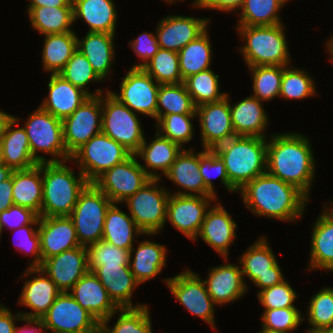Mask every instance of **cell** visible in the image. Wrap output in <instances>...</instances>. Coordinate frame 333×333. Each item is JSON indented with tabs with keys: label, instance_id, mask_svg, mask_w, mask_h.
I'll return each mask as SVG.
<instances>
[{
	"label": "cell",
	"instance_id": "cell-9",
	"mask_svg": "<svg viewBox=\"0 0 333 333\" xmlns=\"http://www.w3.org/2000/svg\"><path fill=\"white\" fill-rule=\"evenodd\" d=\"M160 180L158 178L149 180L124 201L129 209V215L144 234H158L165 227L167 202L171 193L159 186Z\"/></svg>",
	"mask_w": 333,
	"mask_h": 333
},
{
	"label": "cell",
	"instance_id": "cell-19",
	"mask_svg": "<svg viewBox=\"0 0 333 333\" xmlns=\"http://www.w3.org/2000/svg\"><path fill=\"white\" fill-rule=\"evenodd\" d=\"M40 269L55 282L61 292H69L88 271L87 247H75L45 259Z\"/></svg>",
	"mask_w": 333,
	"mask_h": 333
},
{
	"label": "cell",
	"instance_id": "cell-50",
	"mask_svg": "<svg viewBox=\"0 0 333 333\" xmlns=\"http://www.w3.org/2000/svg\"><path fill=\"white\" fill-rule=\"evenodd\" d=\"M197 117L196 114H169L161 117L155 128L157 132L170 141L178 144L182 149L184 143L193 139V124L191 119Z\"/></svg>",
	"mask_w": 333,
	"mask_h": 333
},
{
	"label": "cell",
	"instance_id": "cell-4",
	"mask_svg": "<svg viewBox=\"0 0 333 333\" xmlns=\"http://www.w3.org/2000/svg\"><path fill=\"white\" fill-rule=\"evenodd\" d=\"M66 162H42L43 200L39 217L69 216L80 192L89 183L79 171L69 168Z\"/></svg>",
	"mask_w": 333,
	"mask_h": 333
},
{
	"label": "cell",
	"instance_id": "cell-45",
	"mask_svg": "<svg viewBox=\"0 0 333 333\" xmlns=\"http://www.w3.org/2000/svg\"><path fill=\"white\" fill-rule=\"evenodd\" d=\"M143 69L160 85L184 83L177 52L160 48Z\"/></svg>",
	"mask_w": 333,
	"mask_h": 333
},
{
	"label": "cell",
	"instance_id": "cell-17",
	"mask_svg": "<svg viewBox=\"0 0 333 333\" xmlns=\"http://www.w3.org/2000/svg\"><path fill=\"white\" fill-rule=\"evenodd\" d=\"M239 258L243 278L247 276L261 290L285 280L275 254L265 237H259L254 245L247 248Z\"/></svg>",
	"mask_w": 333,
	"mask_h": 333
},
{
	"label": "cell",
	"instance_id": "cell-40",
	"mask_svg": "<svg viewBox=\"0 0 333 333\" xmlns=\"http://www.w3.org/2000/svg\"><path fill=\"white\" fill-rule=\"evenodd\" d=\"M183 81L191 75L210 69L212 46L207 30L178 52Z\"/></svg>",
	"mask_w": 333,
	"mask_h": 333
},
{
	"label": "cell",
	"instance_id": "cell-38",
	"mask_svg": "<svg viewBox=\"0 0 333 333\" xmlns=\"http://www.w3.org/2000/svg\"><path fill=\"white\" fill-rule=\"evenodd\" d=\"M42 51L43 69L58 74L77 50L78 36L75 32L44 35Z\"/></svg>",
	"mask_w": 333,
	"mask_h": 333
},
{
	"label": "cell",
	"instance_id": "cell-16",
	"mask_svg": "<svg viewBox=\"0 0 333 333\" xmlns=\"http://www.w3.org/2000/svg\"><path fill=\"white\" fill-rule=\"evenodd\" d=\"M216 196H191L170 194L167 202L166 222L170 223L187 238L195 241L201 230L210 202Z\"/></svg>",
	"mask_w": 333,
	"mask_h": 333
},
{
	"label": "cell",
	"instance_id": "cell-23",
	"mask_svg": "<svg viewBox=\"0 0 333 333\" xmlns=\"http://www.w3.org/2000/svg\"><path fill=\"white\" fill-rule=\"evenodd\" d=\"M70 295L101 323L119 312L107 290L92 271H87L69 290Z\"/></svg>",
	"mask_w": 333,
	"mask_h": 333
},
{
	"label": "cell",
	"instance_id": "cell-59",
	"mask_svg": "<svg viewBox=\"0 0 333 333\" xmlns=\"http://www.w3.org/2000/svg\"><path fill=\"white\" fill-rule=\"evenodd\" d=\"M23 317L20 312L16 315L3 304H0V333H14L16 321H22Z\"/></svg>",
	"mask_w": 333,
	"mask_h": 333
},
{
	"label": "cell",
	"instance_id": "cell-31",
	"mask_svg": "<svg viewBox=\"0 0 333 333\" xmlns=\"http://www.w3.org/2000/svg\"><path fill=\"white\" fill-rule=\"evenodd\" d=\"M230 104L232 126L236 136H255L265 138V127L269 124L268 113L256 97H249Z\"/></svg>",
	"mask_w": 333,
	"mask_h": 333
},
{
	"label": "cell",
	"instance_id": "cell-24",
	"mask_svg": "<svg viewBox=\"0 0 333 333\" xmlns=\"http://www.w3.org/2000/svg\"><path fill=\"white\" fill-rule=\"evenodd\" d=\"M38 234L42 262L64 251L81 246L69 216L40 217Z\"/></svg>",
	"mask_w": 333,
	"mask_h": 333
},
{
	"label": "cell",
	"instance_id": "cell-37",
	"mask_svg": "<svg viewBox=\"0 0 333 333\" xmlns=\"http://www.w3.org/2000/svg\"><path fill=\"white\" fill-rule=\"evenodd\" d=\"M136 235L155 234H144L128 213L120 210L117 203H112L106 212L102 239L121 249L131 250Z\"/></svg>",
	"mask_w": 333,
	"mask_h": 333
},
{
	"label": "cell",
	"instance_id": "cell-25",
	"mask_svg": "<svg viewBox=\"0 0 333 333\" xmlns=\"http://www.w3.org/2000/svg\"><path fill=\"white\" fill-rule=\"evenodd\" d=\"M244 280L239 265L224 263L210 269L204 282L214 303L222 306L242 298L248 290Z\"/></svg>",
	"mask_w": 333,
	"mask_h": 333
},
{
	"label": "cell",
	"instance_id": "cell-11",
	"mask_svg": "<svg viewBox=\"0 0 333 333\" xmlns=\"http://www.w3.org/2000/svg\"><path fill=\"white\" fill-rule=\"evenodd\" d=\"M40 320L50 333H100V323L69 292H61Z\"/></svg>",
	"mask_w": 333,
	"mask_h": 333
},
{
	"label": "cell",
	"instance_id": "cell-68",
	"mask_svg": "<svg viewBox=\"0 0 333 333\" xmlns=\"http://www.w3.org/2000/svg\"><path fill=\"white\" fill-rule=\"evenodd\" d=\"M165 1V0H164ZM177 0H166L167 3H173L176 2ZM178 1H183V0H178Z\"/></svg>",
	"mask_w": 333,
	"mask_h": 333
},
{
	"label": "cell",
	"instance_id": "cell-6",
	"mask_svg": "<svg viewBox=\"0 0 333 333\" xmlns=\"http://www.w3.org/2000/svg\"><path fill=\"white\" fill-rule=\"evenodd\" d=\"M31 148L32 157L38 162H67L71 156L67 153L63 139L62 120L56 118L40 106L27 118L23 126ZM38 152L54 156L47 160Z\"/></svg>",
	"mask_w": 333,
	"mask_h": 333
},
{
	"label": "cell",
	"instance_id": "cell-15",
	"mask_svg": "<svg viewBox=\"0 0 333 333\" xmlns=\"http://www.w3.org/2000/svg\"><path fill=\"white\" fill-rule=\"evenodd\" d=\"M159 86L143 68H130L122 78L120 94L110 92L133 112L156 119Z\"/></svg>",
	"mask_w": 333,
	"mask_h": 333
},
{
	"label": "cell",
	"instance_id": "cell-5",
	"mask_svg": "<svg viewBox=\"0 0 333 333\" xmlns=\"http://www.w3.org/2000/svg\"><path fill=\"white\" fill-rule=\"evenodd\" d=\"M244 46L240 53L248 67L288 66L290 53L283 24L270 26L237 25Z\"/></svg>",
	"mask_w": 333,
	"mask_h": 333
},
{
	"label": "cell",
	"instance_id": "cell-60",
	"mask_svg": "<svg viewBox=\"0 0 333 333\" xmlns=\"http://www.w3.org/2000/svg\"><path fill=\"white\" fill-rule=\"evenodd\" d=\"M12 189V176L9 179L0 182V213L14 205Z\"/></svg>",
	"mask_w": 333,
	"mask_h": 333
},
{
	"label": "cell",
	"instance_id": "cell-67",
	"mask_svg": "<svg viewBox=\"0 0 333 333\" xmlns=\"http://www.w3.org/2000/svg\"><path fill=\"white\" fill-rule=\"evenodd\" d=\"M308 333H333V330H318V331L308 332Z\"/></svg>",
	"mask_w": 333,
	"mask_h": 333
},
{
	"label": "cell",
	"instance_id": "cell-69",
	"mask_svg": "<svg viewBox=\"0 0 333 333\" xmlns=\"http://www.w3.org/2000/svg\"><path fill=\"white\" fill-rule=\"evenodd\" d=\"M2 231H3V228H2V226H1V222H0V238H1V233H2Z\"/></svg>",
	"mask_w": 333,
	"mask_h": 333
},
{
	"label": "cell",
	"instance_id": "cell-33",
	"mask_svg": "<svg viewBox=\"0 0 333 333\" xmlns=\"http://www.w3.org/2000/svg\"><path fill=\"white\" fill-rule=\"evenodd\" d=\"M12 186L14 205L32 209L40 215L43 200L42 163L26 170H14Z\"/></svg>",
	"mask_w": 333,
	"mask_h": 333
},
{
	"label": "cell",
	"instance_id": "cell-20",
	"mask_svg": "<svg viewBox=\"0 0 333 333\" xmlns=\"http://www.w3.org/2000/svg\"><path fill=\"white\" fill-rule=\"evenodd\" d=\"M209 19L169 15L162 18L156 28L161 49L179 52L189 42L197 39L208 28Z\"/></svg>",
	"mask_w": 333,
	"mask_h": 333
},
{
	"label": "cell",
	"instance_id": "cell-36",
	"mask_svg": "<svg viewBox=\"0 0 333 333\" xmlns=\"http://www.w3.org/2000/svg\"><path fill=\"white\" fill-rule=\"evenodd\" d=\"M166 252L165 246L149 240L139 242L137 249L131 248L129 266L139 284L156 277L167 266Z\"/></svg>",
	"mask_w": 333,
	"mask_h": 333
},
{
	"label": "cell",
	"instance_id": "cell-2",
	"mask_svg": "<svg viewBox=\"0 0 333 333\" xmlns=\"http://www.w3.org/2000/svg\"><path fill=\"white\" fill-rule=\"evenodd\" d=\"M246 208L253 214L293 222L302 217L308 198L295 186L267 172L239 190Z\"/></svg>",
	"mask_w": 333,
	"mask_h": 333
},
{
	"label": "cell",
	"instance_id": "cell-18",
	"mask_svg": "<svg viewBox=\"0 0 333 333\" xmlns=\"http://www.w3.org/2000/svg\"><path fill=\"white\" fill-rule=\"evenodd\" d=\"M205 103L196 107V115L201 127V141L204 149L214 150L217 146L235 137L230 114V98Z\"/></svg>",
	"mask_w": 333,
	"mask_h": 333
},
{
	"label": "cell",
	"instance_id": "cell-46",
	"mask_svg": "<svg viewBox=\"0 0 333 333\" xmlns=\"http://www.w3.org/2000/svg\"><path fill=\"white\" fill-rule=\"evenodd\" d=\"M253 78V97L269 102L280 95L284 66L248 67Z\"/></svg>",
	"mask_w": 333,
	"mask_h": 333
},
{
	"label": "cell",
	"instance_id": "cell-47",
	"mask_svg": "<svg viewBox=\"0 0 333 333\" xmlns=\"http://www.w3.org/2000/svg\"><path fill=\"white\" fill-rule=\"evenodd\" d=\"M58 74L74 86L87 92L90 96H97L104 93L101 89H97L96 92L92 94V92L86 89V86H88L91 81L100 82L103 80L97 75L87 58L78 49Z\"/></svg>",
	"mask_w": 333,
	"mask_h": 333
},
{
	"label": "cell",
	"instance_id": "cell-61",
	"mask_svg": "<svg viewBox=\"0 0 333 333\" xmlns=\"http://www.w3.org/2000/svg\"><path fill=\"white\" fill-rule=\"evenodd\" d=\"M23 322H26L27 324L23 327H16L14 333H43L45 328L42 324V321L40 319H27L23 318ZM35 325V326H33ZM38 327V328H37ZM45 333V331H44Z\"/></svg>",
	"mask_w": 333,
	"mask_h": 333
},
{
	"label": "cell",
	"instance_id": "cell-66",
	"mask_svg": "<svg viewBox=\"0 0 333 333\" xmlns=\"http://www.w3.org/2000/svg\"><path fill=\"white\" fill-rule=\"evenodd\" d=\"M258 333H283V332L272 331V330H268V329L262 328V330L259 331Z\"/></svg>",
	"mask_w": 333,
	"mask_h": 333
},
{
	"label": "cell",
	"instance_id": "cell-1",
	"mask_svg": "<svg viewBox=\"0 0 333 333\" xmlns=\"http://www.w3.org/2000/svg\"><path fill=\"white\" fill-rule=\"evenodd\" d=\"M270 138L266 172L295 186L309 199L316 168L309 139L294 132L272 134Z\"/></svg>",
	"mask_w": 333,
	"mask_h": 333
},
{
	"label": "cell",
	"instance_id": "cell-3",
	"mask_svg": "<svg viewBox=\"0 0 333 333\" xmlns=\"http://www.w3.org/2000/svg\"><path fill=\"white\" fill-rule=\"evenodd\" d=\"M267 137L235 136L214 150L224 161L230 184L239 191L266 173Z\"/></svg>",
	"mask_w": 333,
	"mask_h": 333
},
{
	"label": "cell",
	"instance_id": "cell-63",
	"mask_svg": "<svg viewBox=\"0 0 333 333\" xmlns=\"http://www.w3.org/2000/svg\"><path fill=\"white\" fill-rule=\"evenodd\" d=\"M13 169L5 164H0V182L9 179L12 176Z\"/></svg>",
	"mask_w": 333,
	"mask_h": 333
},
{
	"label": "cell",
	"instance_id": "cell-42",
	"mask_svg": "<svg viewBox=\"0 0 333 333\" xmlns=\"http://www.w3.org/2000/svg\"><path fill=\"white\" fill-rule=\"evenodd\" d=\"M289 0H245L238 25L270 26L281 24L278 12Z\"/></svg>",
	"mask_w": 333,
	"mask_h": 333
},
{
	"label": "cell",
	"instance_id": "cell-12",
	"mask_svg": "<svg viewBox=\"0 0 333 333\" xmlns=\"http://www.w3.org/2000/svg\"><path fill=\"white\" fill-rule=\"evenodd\" d=\"M165 283L169 287L175 299L182 304L187 311L201 318L214 330V301L207 292L203 279L192 270H184L174 277L167 278Z\"/></svg>",
	"mask_w": 333,
	"mask_h": 333
},
{
	"label": "cell",
	"instance_id": "cell-14",
	"mask_svg": "<svg viewBox=\"0 0 333 333\" xmlns=\"http://www.w3.org/2000/svg\"><path fill=\"white\" fill-rule=\"evenodd\" d=\"M149 177L135 154L105 171L93 183L113 202L121 204L140 190Z\"/></svg>",
	"mask_w": 333,
	"mask_h": 333
},
{
	"label": "cell",
	"instance_id": "cell-51",
	"mask_svg": "<svg viewBox=\"0 0 333 333\" xmlns=\"http://www.w3.org/2000/svg\"><path fill=\"white\" fill-rule=\"evenodd\" d=\"M88 271H94L97 267L129 266L130 250L121 249L101 239L87 247Z\"/></svg>",
	"mask_w": 333,
	"mask_h": 333
},
{
	"label": "cell",
	"instance_id": "cell-8",
	"mask_svg": "<svg viewBox=\"0 0 333 333\" xmlns=\"http://www.w3.org/2000/svg\"><path fill=\"white\" fill-rule=\"evenodd\" d=\"M102 93L101 132L135 154L145 139L143 128L135 112L109 91Z\"/></svg>",
	"mask_w": 333,
	"mask_h": 333
},
{
	"label": "cell",
	"instance_id": "cell-13",
	"mask_svg": "<svg viewBox=\"0 0 333 333\" xmlns=\"http://www.w3.org/2000/svg\"><path fill=\"white\" fill-rule=\"evenodd\" d=\"M63 139L72 156L102 130V94L90 96L69 117L62 120Z\"/></svg>",
	"mask_w": 333,
	"mask_h": 333
},
{
	"label": "cell",
	"instance_id": "cell-29",
	"mask_svg": "<svg viewBox=\"0 0 333 333\" xmlns=\"http://www.w3.org/2000/svg\"><path fill=\"white\" fill-rule=\"evenodd\" d=\"M93 273L99 279L101 284L107 290L112 301L119 308H137L142 307L144 304H132L133 290L140 285L133 273L130 266H106L102 265L97 267Z\"/></svg>",
	"mask_w": 333,
	"mask_h": 333
},
{
	"label": "cell",
	"instance_id": "cell-21",
	"mask_svg": "<svg viewBox=\"0 0 333 333\" xmlns=\"http://www.w3.org/2000/svg\"><path fill=\"white\" fill-rule=\"evenodd\" d=\"M17 116L9 115L0 132L1 163L13 170H26L39 164L31 153L28 137L24 127L19 126Z\"/></svg>",
	"mask_w": 333,
	"mask_h": 333
},
{
	"label": "cell",
	"instance_id": "cell-58",
	"mask_svg": "<svg viewBox=\"0 0 333 333\" xmlns=\"http://www.w3.org/2000/svg\"><path fill=\"white\" fill-rule=\"evenodd\" d=\"M245 0H194L193 7L221 11H238L242 8Z\"/></svg>",
	"mask_w": 333,
	"mask_h": 333
},
{
	"label": "cell",
	"instance_id": "cell-34",
	"mask_svg": "<svg viewBox=\"0 0 333 333\" xmlns=\"http://www.w3.org/2000/svg\"><path fill=\"white\" fill-rule=\"evenodd\" d=\"M115 34L105 32H87L81 40L77 39V49L80 50L91 64L93 70L103 80L109 74L115 56Z\"/></svg>",
	"mask_w": 333,
	"mask_h": 333
},
{
	"label": "cell",
	"instance_id": "cell-53",
	"mask_svg": "<svg viewBox=\"0 0 333 333\" xmlns=\"http://www.w3.org/2000/svg\"><path fill=\"white\" fill-rule=\"evenodd\" d=\"M302 313L296 307L264 309L262 328L289 333L294 331L304 321Z\"/></svg>",
	"mask_w": 333,
	"mask_h": 333
},
{
	"label": "cell",
	"instance_id": "cell-41",
	"mask_svg": "<svg viewBox=\"0 0 333 333\" xmlns=\"http://www.w3.org/2000/svg\"><path fill=\"white\" fill-rule=\"evenodd\" d=\"M169 114H196V106L184 83L159 86L156 121Z\"/></svg>",
	"mask_w": 333,
	"mask_h": 333
},
{
	"label": "cell",
	"instance_id": "cell-22",
	"mask_svg": "<svg viewBox=\"0 0 333 333\" xmlns=\"http://www.w3.org/2000/svg\"><path fill=\"white\" fill-rule=\"evenodd\" d=\"M26 269L24 276H30V274H38V276H33L30 280L24 282L23 290L19 297L20 299L18 300V304L25 305V307L31 309L33 313L20 312V314L23 318L27 319H41L61 291L57 288L55 282L45 274L42 269L29 267Z\"/></svg>",
	"mask_w": 333,
	"mask_h": 333
},
{
	"label": "cell",
	"instance_id": "cell-28",
	"mask_svg": "<svg viewBox=\"0 0 333 333\" xmlns=\"http://www.w3.org/2000/svg\"><path fill=\"white\" fill-rule=\"evenodd\" d=\"M193 149H182L172 163L169 171L165 174L184 191H177L178 195L191 196H215L204 184L199 171V153ZM187 191V192H186ZM190 191V192H189Z\"/></svg>",
	"mask_w": 333,
	"mask_h": 333
},
{
	"label": "cell",
	"instance_id": "cell-52",
	"mask_svg": "<svg viewBox=\"0 0 333 333\" xmlns=\"http://www.w3.org/2000/svg\"><path fill=\"white\" fill-rule=\"evenodd\" d=\"M199 171L203 177L205 186L216 196L214 185L212 183V175L219 177L221 183L230 192H238L229 182L224 161L212 149H203L199 152ZM211 171V172H210Z\"/></svg>",
	"mask_w": 333,
	"mask_h": 333
},
{
	"label": "cell",
	"instance_id": "cell-48",
	"mask_svg": "<svg viewBox=\"0 0 333 333\" xmlns=\"http://www.w3.org/2000/svg\"><path fill=\"white\" fill-rule=\"evenodd\" d=\"M308 332L333 330V288L324 287L318 291L308 304Z\"/></svg>",
	"mask_w": 333,
	"mask_h": 333
},
{
	"label": "cell",
	"instance_id": "cell-62",
	"mask_svg": "<svg viewBox=\"0 0 333 333\" xmlns=\"http://www.w3.org/2000/svg\"><path fill=\"white\" fill-rule=\"evenodd\" d=\"M28 7H73V0H30Z\"/></svg>",
	"mask_w": 333,
	"mask_h": 333
},
{
	"label": "cell",
	"instance_id": "cell-32",
	"mask_svg": "<svg viewBox=\"0 0 333 333\" xmlns=\"http://www.w3.org/2000/svg\"><path fill=\"white\" fill-rule=\"evenodd\" d=\"M152 139L148 144L145 138L135 156L144 160L145 165L140 163V166L149 177L152 179H161V176L157 174L158 172L154 171L160 170L165 175L182 148L158 132H156L155 137Z\"/></svg>",
	"mask_w": 333,
	"mask_h": 333
},
{
	"label": "cell",
	"instance_id": "cell-55",
	"mask_svg": "<svg viewBox=\"0 0 333 333\" xmlns=\"http://www.w3.org/2000/svg\"><path fill=\"white\" fill-rule=\"evenodd\" d=\"M38 225L39 224H28L15 230L19 239L18 241L16 240L18 244H13L19 248L18 250L27 252L26 254L29 252L33 256V261H31L29 268H40L42 265ZM34 226H36L35 229Z\"/></svg>",
	"mask_w": 333,
	"mask_h": 333
},
{
	"label": "cell",
	"instance_id": "cell-30",
	"mask_svg": "<svg viewBox=\"0 0 333 333\" xmlns=\"http://www.w3.org/2000/svg\"><path fill=\"white\" fill-rule=\"evenodd\" d=\"M314 223L308 269L333 271V202Z\"/></svg>",
	"mask_w": 333,
	"mask_h": 333
},
{
	"label": "cell",
	"instance_id": "cell-39",
	"mask_svg": "<svg viewBox=\"0 0 333 333\" xmlns=\"http://www.w3.org/2000/svg\"><path fill=\"white\" fill-rule=\"evenodd\" d=\"M32 27L41 35L74 32L73 7H28Z\"/></svg>",
	"mask_w": 333,
	"mask_h": 333
},
{
	"label": "cell",
	"instance_id": "cell-56",
	"mask_svg": "<svg viewBox=\"0 0 333 333\" xmlns=\"http://www.w3.org/2000/svg\"><path fill=\"white\" fill-rule=\"evenodd\" d=\"M39 220L40 217L35 211L19 205H12L0 213L2 228L9 227L12 230L28 224H39Z\"/></svg>",
	"mask_w": 333,
	"mask_h": 333
},
{
	"label": "cell",
	"instance_id": "cell-27",
	"mask_svg": "<svg viewBox=\"0 0 333 333\" xmlns=\"http://www.w3.org/2000/svg\"><path fill=\"white\" fill-rule=\"evenodd\" d=\"M49 93L40 107L63 120L69 117L90 95L81 88L66 81L59 74H51L48 83Z\"/></svg>",
	"mask_w": 333,
	"mask_h": 333
},
{
	"label": "cell",
	"instance_id": "cell-64",
	"mask_svg": "<svg viewBox=\"0 0 333 333\" xmlns=\"http://www.w3.org/2000/svg\"><path fill=\"white\" fill-rule=\"evenodd\" d=\"M331 39H328V42H326L327 50L331 54L330 60L333 63V36H330Z\"/></svg>",
	"mask_w": 333,
	"mask_h": 333
},
{
	"label": "cell",
	"instance_id": "cell-57",
	"mask_svg": "<svg viewBox=\"0 0 333 333\" xmlns=\"http://www.w3.org/2000/svg\"><path fill=\"white\" fill-rule=\"evenodd\" d=\"M142 61V63L134 64L131 68H143L150 59L160 49L156 34L144 32L140 34L135 40L128 42Z\"/></svg>",
	"mask_w": 333,
	"mask_h": 333
},
{
	"label": "cell",
	"instance_id": "cell-65",
	"mask_svg": "<svg viewBox=\"0 0 333 333\" xmlns=\"http://www.w3.org/2000/svg\"><path fill=\"white\" fill-rule=\"evenodd\" d=\"M10 114H7L5 112H3V110L1 111L0 110V132H1V129H2V126H3V123L5 121V119L9 116Z\"/></svg>",
	"mask_w": 333,
	"mask_h": 333
},
{
	"label": "cell",
	"instance_id": "cell-43",
	"mask_svg": "<svg viewBox=\"0 0 333 333\" xmlns=\"http://www.w3.org/2000/svg\"><path fill=\"white\" fill-rule=\"evenodd\" d=\"M149 307L145 304L137 308H120L114 326H108V317L100 323V333H152Z\"/></svg>",
	"mask_w": 333,
	"mask_h": 333
},
{
	"label": "cell",
	"instance_id": "cell-10",
	"mask_svg": "<svg viewBox=\"0 0 333 333\" xmlns=\"http://www.w3.org/2000/svg\"><path fill=\"white\" fill-rule=\"evenodd\" d=\"M130 155L120 143L101 132L80 147L71 156V161L76 162L86 180L93 183L105 171L123 162Z\"/></svg>",
	"mask_w": 333,
	"mask_h": 333
},
{
	"label": "cell",
	"instance_id": "cell-49",
	"mask_svg": "<svg viewBox=\"0 0 333 333\" xmlns=\"http://www.w3.org/2000/svg\"><path fill=\"white\" fill-rule=\"evenodd\" d=\"M315 94V82L305 71L284 66L279 97L285 100H302Z\"/></svg>",
	"mask_w": 333,
	"mask_h": 333
},
{
	"label": "cell",
	"instance_id": "cell-26",
	"mask_svg": "<svg viewBox=\"0 0 333 333\" xmlns=\"http://www.w3.org/2000/svg\"><path fill=\"white\" fill-rule=\"evenodd\" d=\"M236 228V222L224 209V206L218 202L208 209L197 237H201L224 260H227L229 247L231 243H234V238L237 237Z\"/></svg>",
	"mask_w": 333,
	"mask_h": 333
},
{
	"label": "cell",
	"instance_id": "cell-54",
	"mask_svg": "<svg viewBox=\"0 0 333 333\" xmlns=\"http://www.w3.org/2000/svg\"><path fill=\"white\" fill-rule=\"evenodd\" d=\"M257 297L264 309L288 308L295 307L293 302L297 293L288 281L283 280L279 284L260 290Z\"/></svg>",
	"mask_w": 333,
	"mask_h": 333
},
{
	"label": "cell",
	"instance_id": "cell-44",
	"mask_svg": "<svg viewBox=\"0 0 333 333\" xmlns=\"http://www.w3.org/2000/svg\"><path fill=\"white\" fill-rule=\"evenodd\" d=\"M219 75L211 69L191 75L184 80L188 93L196 107L205 103L217 102L226 97L227 93L220 92Z\"/></svg>",
	"mask_w": 333,
	"mask_h": 333
},
{
	"label": "cell",
	"instance_id": "cell-35",
	"mask_svg": "<svg viewBox=\"0 0 333 333\" xmlns=\"http://www.w3.org/2000/svg\"><path fill=\"white\" fill-rule=\"evenodd\" d=\"M74 22L82 18L89 32L115 34L117 12L112 0H73Z\"/></svg>",
	"mask_w": 333,
	"mask_h": 333
},
{
	"label": "cell",
	"instance_id": "cell-7",
	"mask_svg": "<svg viewBox=\"0 0 333 333\" xmlns=\"http://www.w3.org/2000/svg\"><path fill=\"white\" fill-rule=\"evenodd\" d=\"M112 203L94 183L80 192L69 218L81 246L88 247L103 238L106 212Z\"/></svg>",
	"mask_w": 333,
	"mask_h": 333
}]
</instances>
